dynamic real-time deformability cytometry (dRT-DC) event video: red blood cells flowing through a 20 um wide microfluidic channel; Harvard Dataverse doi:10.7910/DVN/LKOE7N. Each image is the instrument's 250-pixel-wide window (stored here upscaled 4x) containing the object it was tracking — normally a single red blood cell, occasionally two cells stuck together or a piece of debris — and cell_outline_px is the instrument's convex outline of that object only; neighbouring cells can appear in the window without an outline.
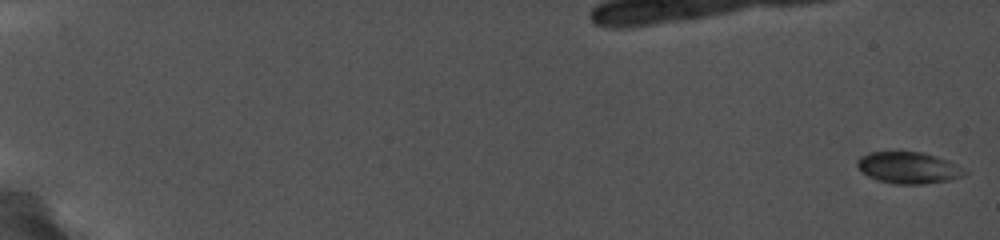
{"species": "common noctule bat (a hibernating species)", "species_latin": "Nyctalus noctula", "temperature_condition": "cold", "stored_images_in_passage": 55, "camera_frame_rate_fps": 5000, "um_per_image_px": 0.085, "animal": {"sex": "female", "body_mass_g": 19.0, "forearm_length_mm": 56.7}, "frame": {"image": 1, "passage_image": 1, "time_ms": 0.0, "image_size_px": [1000, 240], "cell_outline_px": [[952, 176], [944, 180], [916, 184], [900, 184], [880, 180], [864, 172], [856, 164], [860, 156], [868, 152], [924, 152], [936, 156], [944, 160]], "centroid_in_image_um": [76.87, 14.21], "position_along_channel_um": 8.1, "area_um2": 17.51}}
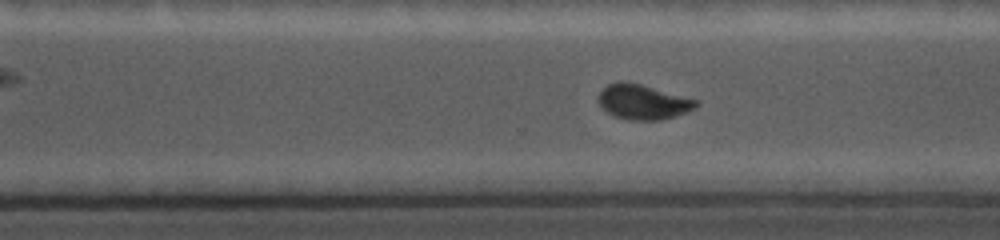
{"frame": {"image": 2, "passage_image": 44, "time_ms": 14.0, "image_size_px": [1000, 240], "cell_outline_px": [[700, 104], [696, 108], [688, 112], [676, 116], [660, 120], [628, 120], [612, 116], [604, 112], [600, 104], [600, 92], [608, 84], [640, 84], [696, 100]], "centroid_in_image_um": [54.68, 8.73], "position_along_channel_um": 315.9, "area_um2": 19.36}}
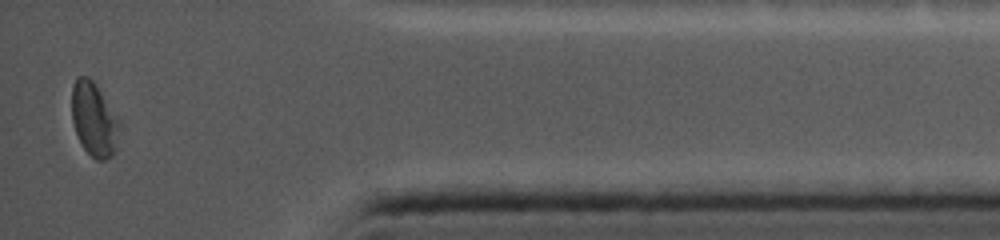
{"frame": {"image": 3, "passage_image": 55, "time_ms": 17.4, "image_size_px": [1000, 240], "cell_outline_px": [[120, 128], [112, 156], [104, 160], [96, 160], [84, 148], [76, 132], [72, 116], [72, 88], [76, 80], [80, 76], [84, 76], [96, 88], [120, 124]], "centroid_in_image_um": [7.97, 10.22], "position_along_channel_um": 427.2, "area_um2": 19.25}}